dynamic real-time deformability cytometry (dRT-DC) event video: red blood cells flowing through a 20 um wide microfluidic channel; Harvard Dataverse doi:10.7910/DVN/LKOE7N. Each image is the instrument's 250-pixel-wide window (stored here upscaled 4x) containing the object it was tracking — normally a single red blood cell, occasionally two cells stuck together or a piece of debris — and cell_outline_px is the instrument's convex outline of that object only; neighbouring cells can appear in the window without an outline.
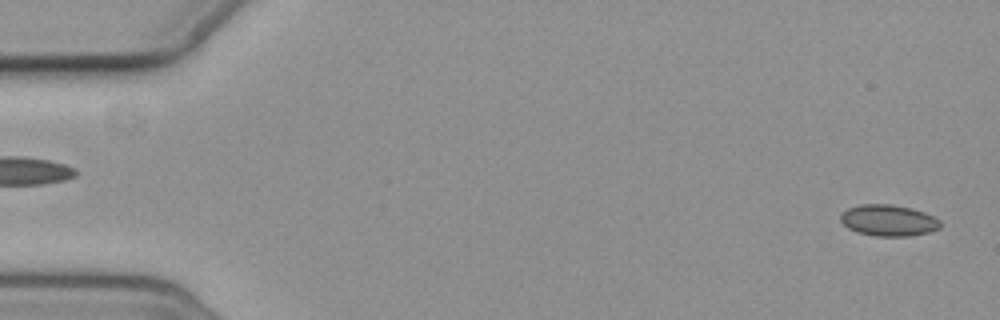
{"species": "common noctule bat (a hibernating species)", "species_latin": "Nyctalus noctula", "temperature_condition": "cold", "stored_images_in_passage": 6, "segment_of_instrument_passage": [2, 2], "camera_frame_rate_fps": 3000, "um_per_image_px": 0.085, "animal": {"sex": "female", "body_mass_g": 19.3, "forearm_length_mm": 54.1}, "frame": {"image": 1, "passage_image": 6, "time_ms": 6.0, "image_size_px": [1000, 320], "cell_outline_px": [[940, 228], [928, 232], [908, 236], [876, 236], [856, 232], [848, 228], [840, 220], [840, 216], [848, 208], [860, 204], [892, 204], [912, 208], [924, 212], [940, 220]], "centroid_in_image_um": [75.51, 18.73], "position_along_channel_um": 9.5, "area_um2": 18.15}}